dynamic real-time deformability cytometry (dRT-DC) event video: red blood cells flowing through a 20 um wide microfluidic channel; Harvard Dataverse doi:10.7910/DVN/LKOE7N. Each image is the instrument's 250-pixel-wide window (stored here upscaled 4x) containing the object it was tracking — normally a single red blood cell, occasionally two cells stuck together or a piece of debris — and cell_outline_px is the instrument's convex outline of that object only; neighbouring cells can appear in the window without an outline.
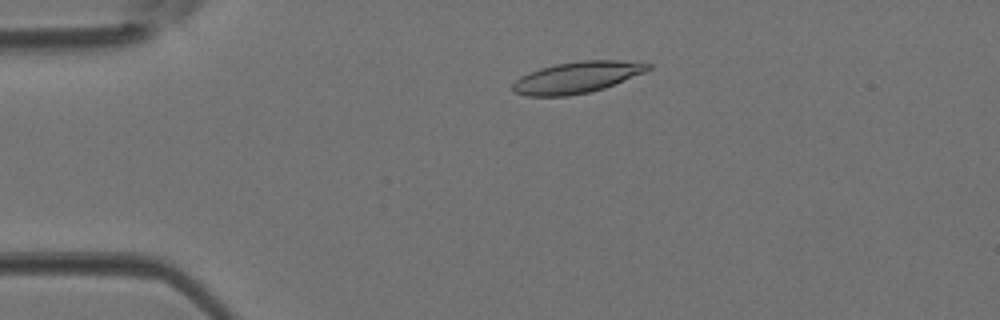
{"species": "Egyptian fruit bat (a non-hibernating species)", "species_latin": "Rousettus aegyptiacus", "temperature_condition": "room temperature", "stored_images_in_passage": 42, "camera_frame_rate_fps": 3000, "um_per_image_px": 0.085, "animal": {"sex": "female"}, "frame": {"image": 1, "passage_image": 7, "time_ms": 2.0, "image_size_px": [1000, 320], "cell_outline_px": [[652, 68], [644, 72], [604, 88], [588, 92], [568, 96], [528, 96], [512, 92], [512, 84], [520, 76], [540, 68], [556, 64], [580, 60], [616, 60], [652, 64]], "centroid_in_image_um": [49.0, 6.58], "position_along_channel_um": 36.0, "area_um2": 24.62}}
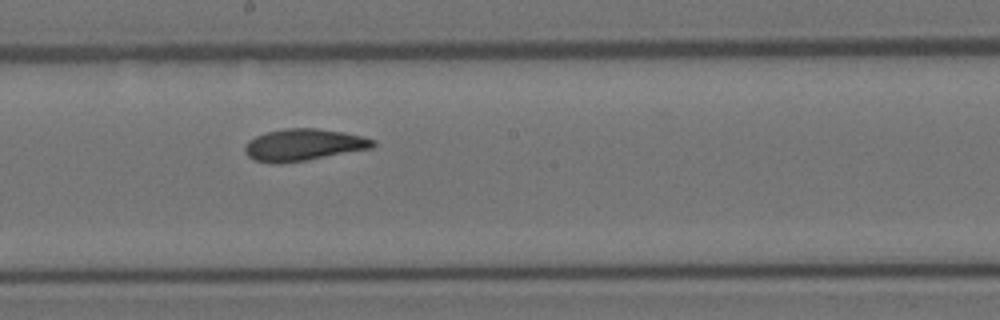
{"frame": {"image": 2, "passage_image": 22, "time_ms": 7.0, "image_size_px": [1000, 320], "cell_outline_px": [[376, 144], [372, 148], [308, 160], [280, 164], [272, 164], [252, 160], [244, 152], [244, 148], [248, 140], [256, 136], [268, 132], [284, 128], [316, 128], [344, 132], [364, 136], [376, 140]], "centroid_in_image_um": [25.79, 12.32], "position_along_channel_um": 222.4, "area_um2": 24.1}}
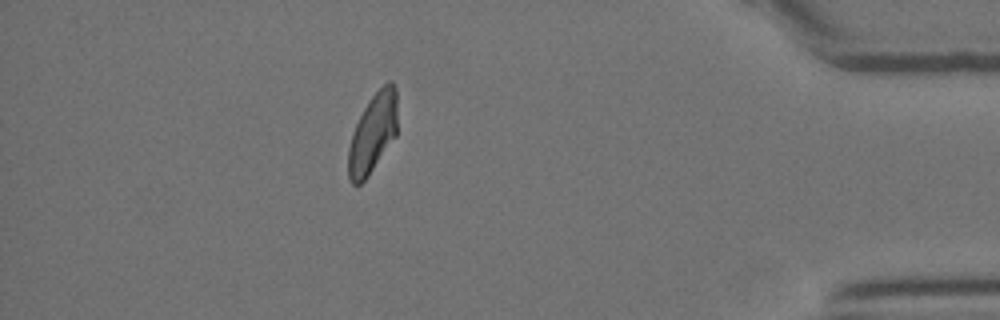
{"frame": {"image": 3, "passage_image": 37, "time_ms": 12.0, "image_size_px": [1000, 320], "cell_outline_px": [[396, 136], [364, 180], [360, 184], [352, 184], [348, 176], [348, 148], [352, 132], [368, 100], [388, 80], [392, 80], [396, 88]], "centroid_in_image_um": [31.68, 11.3], "position_along_channel_um": 403.5, "area_um2": 22.43}}